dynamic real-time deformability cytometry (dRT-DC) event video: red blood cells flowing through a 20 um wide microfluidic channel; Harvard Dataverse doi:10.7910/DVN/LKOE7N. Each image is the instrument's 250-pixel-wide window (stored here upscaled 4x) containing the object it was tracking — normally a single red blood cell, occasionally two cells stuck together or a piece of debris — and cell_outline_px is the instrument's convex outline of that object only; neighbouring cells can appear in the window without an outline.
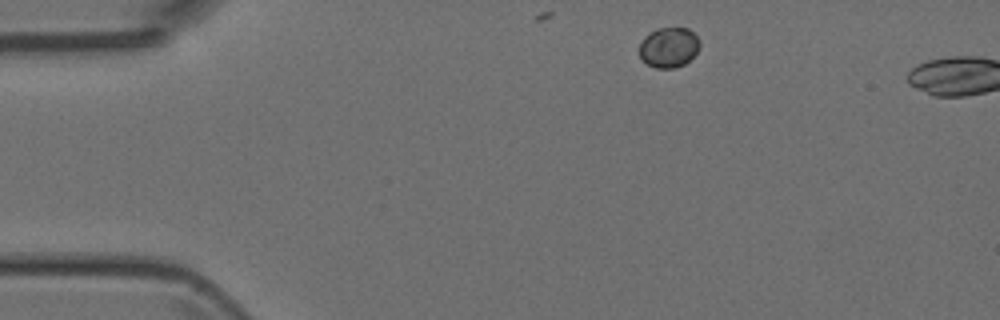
{"species": "Egyptian fruit bat (a non-hibernating species)", "species_latin": "Rousettus aegyptiacus", "temperature_condition": "room temperature", "stored_images_in_passage": 3, "camera_frame_rate_fps": 3000, "um_per_image_px": 0.085, "animal": {"sex": "female"}, "frame": {"image": 1, "passage_image": 1, "time_ms": 0.0, "image_size_px": [1000, 320], "cell_outline_px": [[700, 48], [684, 64], [676, 68], [656, 68], [648, 64], [640, 56], [640, 44], [644, 36], [648, 32], [656, 28], [688, 28], [700, 40]], "centroid_in_image_um": [56.85, 4.01], "position_along_channel_um": 28.2, "area_um2": 14.1}}